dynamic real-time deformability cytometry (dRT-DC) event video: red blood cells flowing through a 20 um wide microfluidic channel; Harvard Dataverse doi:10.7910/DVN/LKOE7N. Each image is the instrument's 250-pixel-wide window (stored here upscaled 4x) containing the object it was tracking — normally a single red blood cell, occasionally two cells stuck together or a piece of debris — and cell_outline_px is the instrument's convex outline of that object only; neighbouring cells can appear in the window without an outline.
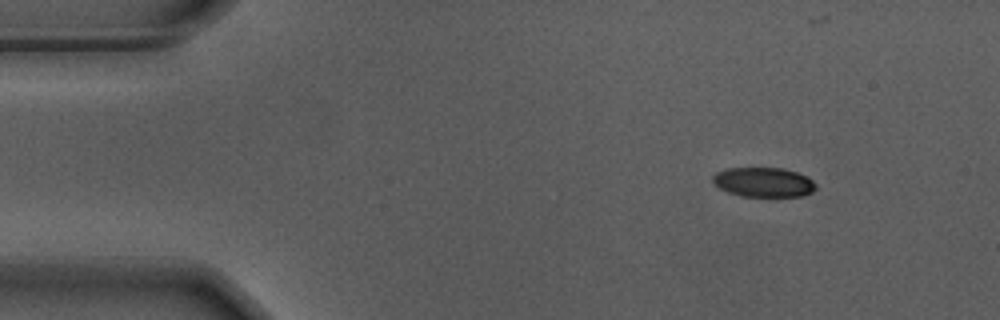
{"species": "Egyptian fruit bat (a non-hibernating species)", "species_latin": "Rousettus aegyptiacus", "temperature_condition": "warm", "stored_images_in_passage": 51, "camera_frame_rate_fps": 3000, "um_per_image_px": 0.085, "animal": {"sex": "male"}, "frame": {"image": 1, "passage_image": 1, "time_ms": 0.0, "image_size_px": [1000, 320], "cell_outline_px": [[816, 188], [812, 192], [800, 196], [740, 196], [728, 192], [720, 188], [712, 180], [712, 176], [716, 172], [728, 168], [784, 168], [808, 176], [816, 184]], "centroid_in_image_um": [64.91, 15.48], "position_along_channel_um": 20.1, "area_um2": 17.74}}
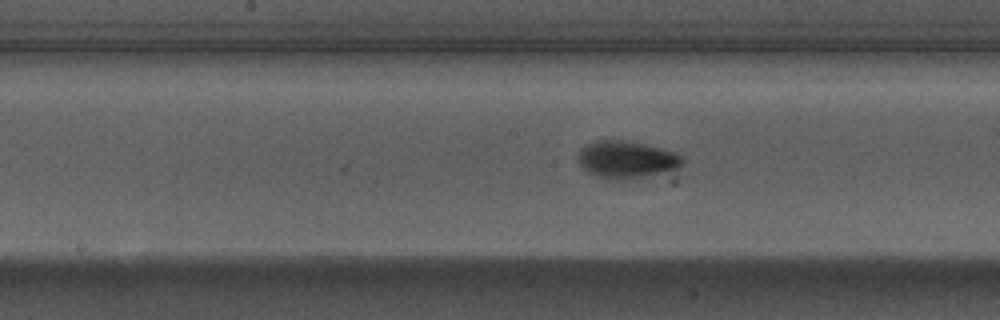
{"frame": {"image": 2, "passage_image": 22, "time_ms": 7.0, "image_size_px": [1000, 320], "cell_outline_px": [[684, 164], [680, 168], [660, 172], [616, 180], [608, 180], [596, 176], [580, 168], [576, 156], [580, 148], [596, 140], [624, 140], [644, 144], [676, 152], [684, 160]], "centroid_in_image_um": [53.18, 13.55], "position_along_channel_um": 195.0, "area_um2": 22.6}}
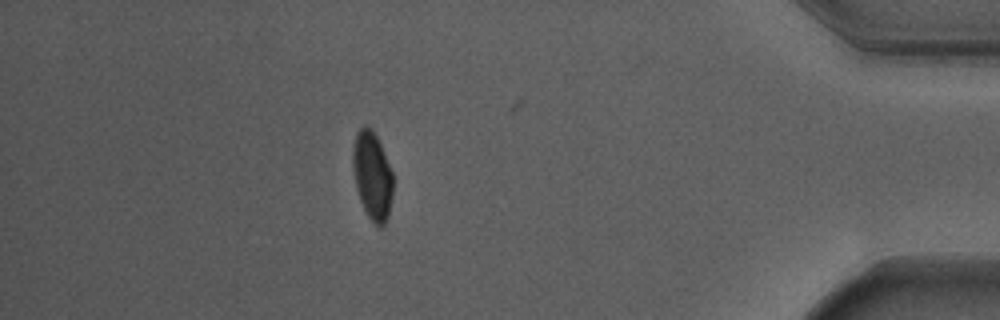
{"frame": {"image": 3, "passage_image": 43, "time_ms": 14.0, "image_size_px": [1000, 320], "cell_outline_px": [[392, 196], [388, 216], [384, 224], [380, 228], [368, 216], [360, 200], [352, 168], [352, 152], [356, 132], [364, 124], [372, 128], [380, 144], [392, 172]], "centroid_in_image_um": [31.63, 14.9], "position_along_channel_um": 403.6, "area_um2": 20.4}, "authors_computed_cell_mechanics": {"area_um2": 20.5768, "velocity_mm_per_s": 3.7019, "shape_relaxation_time_tau1_ms": 2.9367, "shape_relaxation_time_tau2_ms": 0.8521, "deformation_change_tau1": 0.1418, "deformation_change_tau2": 0.045}}